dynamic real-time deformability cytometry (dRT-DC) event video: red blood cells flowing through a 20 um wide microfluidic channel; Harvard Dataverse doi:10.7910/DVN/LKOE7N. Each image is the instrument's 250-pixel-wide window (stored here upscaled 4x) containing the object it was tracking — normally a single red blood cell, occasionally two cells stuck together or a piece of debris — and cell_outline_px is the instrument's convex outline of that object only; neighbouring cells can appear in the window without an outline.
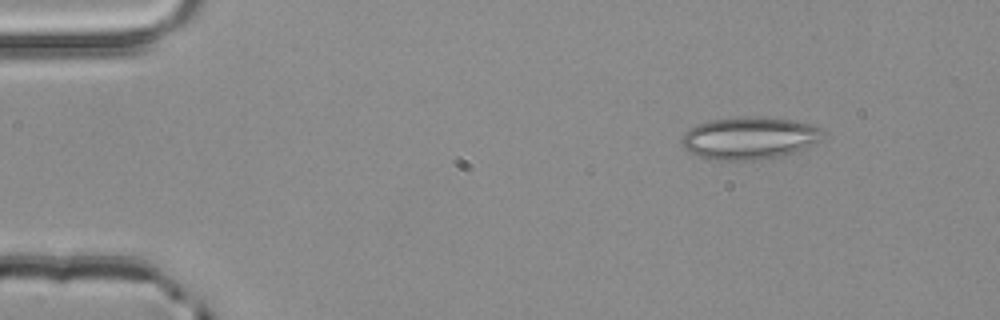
{"species": "common noctule bat (a hibernating species)", "species_latin": "Nyctalus noctula", "temperature_condition": "room temperature", "stored_images_in_passage": 47, "camera_frame_rate_fps": 3000, "um_per_image_px": 0.085, "animal": {"sex": "male", "body_mass_g": 20.4}, "frame": {"image": 1, "passage_image": 1, "time_ms": 0.0, "image_size_px": [1000, 320], "cell_outline_px": [[824, 140], [792, 152], [768, 160], [716, 160], [700, 156], [684, 148], [680, 144], [680, 140], [684, 132], [688, 128], [696, 124], [708, 120], [744, 116], [756, 116], [792, 120], [808, 124], [820, 128], [824, 132]], "centroid_in_image_um": [63.68, 11.73], "position_along_channel_um": 21.3, "area_um2": 35.2}}
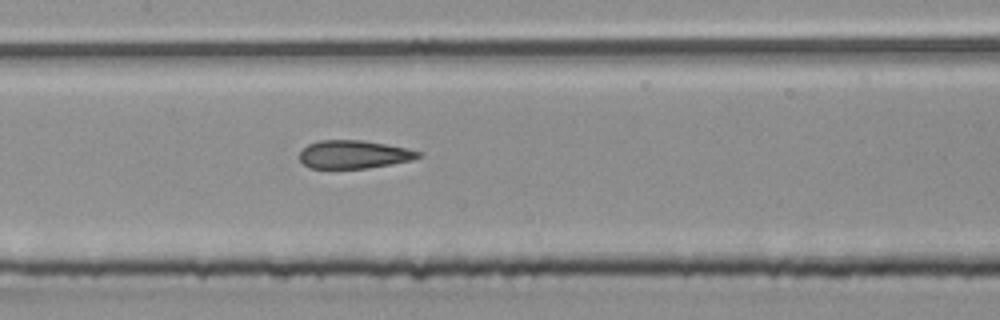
{"frame": {"image": 2, "passage_image": 20, "time_ms": 6.333, "image_size_px": [1000, 320], "cell_outline_px": [[420, 156], [412, 160], [392, 164], [368, 168], [308, 168], [300, 160], [300, 152], [308, 144], [320, 140], [364, 140], [408, 148], [420, 152]], "centroid_in_image_um": [30.08, 13.12], "position_along_channel_um": 177.3, "area_um2": 19.48}}
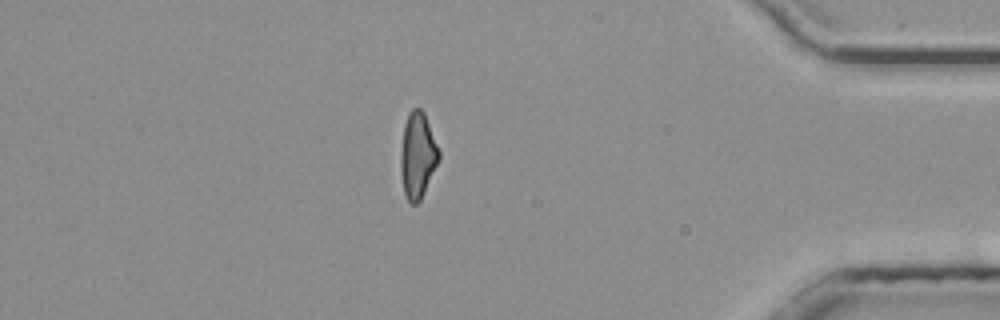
{"frame": {"image": 3, "passage_image": 40, "time_ms": 13.0, "image_size_px": [1000, 320], "cell_outline_px": [[440, 160], [420, 200], [416, 204], [408, 204], [404, 192], [400, 172], [400, 156], [404, 124], [408, 112], [412, 108], [420, 108], [424, 112], [440, 152]], "centroid_in_image_um": [35.49, 13.21], "position_along_channel_um": 399.7, "area_um2": 19.31}, "authors_computed_cell_mechanics": {"area_um2": 20.23, "velocity_mm_per_s": 3.9239, "shape_relaxation_time_tau1_ms": null, "shape_relaxation_time_tau2_ms": 1.9346, "deformation_change_tau1": null, "deformation_change_tau2": 0.1226}}